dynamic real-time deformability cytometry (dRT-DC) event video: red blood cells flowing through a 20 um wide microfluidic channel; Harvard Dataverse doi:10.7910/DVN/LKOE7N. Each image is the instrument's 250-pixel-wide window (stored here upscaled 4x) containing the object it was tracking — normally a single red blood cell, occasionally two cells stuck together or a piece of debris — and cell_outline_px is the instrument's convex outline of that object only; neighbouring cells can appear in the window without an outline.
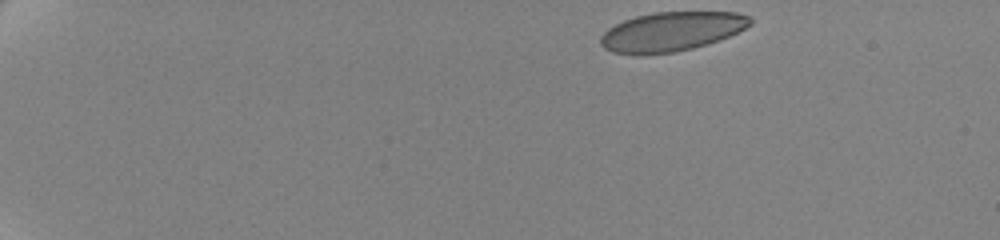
{"species": "human", "species_latin": "Homo sapiens", "temperature_condition": "cold", "stored_images_in_passage": 51, "camera_frame_rate_fps": 3000, "um_per_image_px": 0.085, "donor": {"sex": "female"}, "frame": {"image": 1, "passage_image": 1, "time_ms": 0.0, "image_size_px": [1000, 240], "cell_outline_px": [[752, 24], [720, 40], [708, 44], [676, 52], [636, 56], [612, 52], [604, 48], [600, 44], [600, 36], [608, 28], [624, 20], [636, 16], [656, 12], [736, 12], [752, 16]], "centroid_in_image_um": [57.05, 2.7], "position_along_channel_um": 27.9, "area_um2": 34.56}}
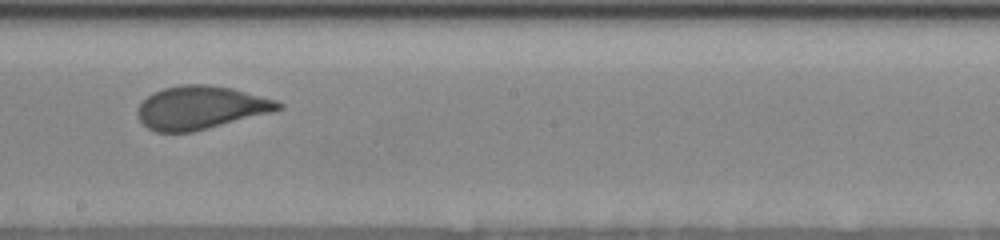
{"frame": {"image": 2, "passage_image": 29, "time_ms": 9.333, "image_size_px": [1000, 240], "cell_outline_px": [[284, 108], [272, 112], [192, 132], [156, 132], [148, 128], [140, 120], [136, 112], [140, 104], [152, 92], [164, 88], [180, 84], [208, 84], [232, 88], [276, 100], [284, 104]], "centroid_in_image_um": [17.06, 9.14], "position_along_channel_um": 231.1, "area_um2": 35.37}}
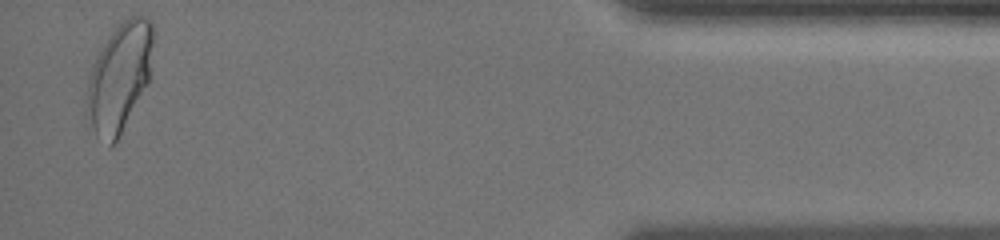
{"frame": {"image": 3, "passage_image": 50, "time_ms": 16.333, "image_size_px": [1000, 240], "cell_outline_px": [[152, 76], [148, 84], [116, 140], [108, 148], [96, 136], [92, 128], [88, 100], [88, 80], [96, 56], [108, 36], [124, 20], [132, 16], [148, 16], [152, 20]], "centroid_in_image_um": [10.2, 6.54], "position_along_channel_um": 425.0, "area_um2": 41.38}, "authors_computed_cell_mechanics": {"area_um2": 35.9516, "velocity_mm_per_s": 3.4895, "shape_relaxation_time_tau1_ms": 8.7157, "shape_relaxation_time_tau2_ms": null, "deformation_change_tau1": 0.1873, "deformation_change_tau2": null}}